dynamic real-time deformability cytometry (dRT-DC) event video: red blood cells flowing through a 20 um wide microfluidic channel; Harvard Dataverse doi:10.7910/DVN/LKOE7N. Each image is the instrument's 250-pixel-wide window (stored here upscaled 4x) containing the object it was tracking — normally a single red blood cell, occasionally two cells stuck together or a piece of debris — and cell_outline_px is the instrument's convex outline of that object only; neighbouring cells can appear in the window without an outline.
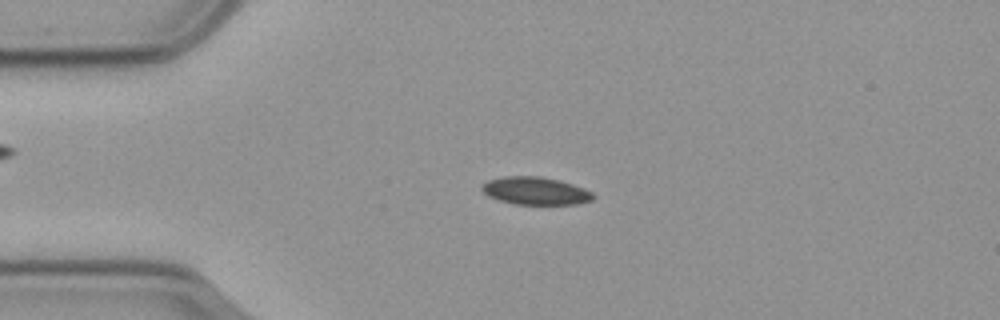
{"species": "common noctule bat (a hibernating species)", "species_latin": "Nyctalus noctula", "temperature_condition": "cold", "stored_images_in_passage": 57, "camera_frame_rate_fps": 3000, "um_per_image_px": 0.085, "animal": {"sex": "male", "body_mass_g": 23.1, "forearm_length_mm": 52.7}, "frame": {"image": 1, "passage_image": 13, "time_ms": 4.0, "image_size_px": [1000, 320], "cell_outline_px": [[596, 196], [592, 200], [576, 204], [512, 204], [488, 196], [480, 188], [480, 184], [488, 180], [504, 176], [540, 176], [560, 180], [584, 188], [592, 192]], "centroid_in_image_um": [45.5, 16.22], "position_along_channel_um": 39.5, "area_um2": 18.09}}
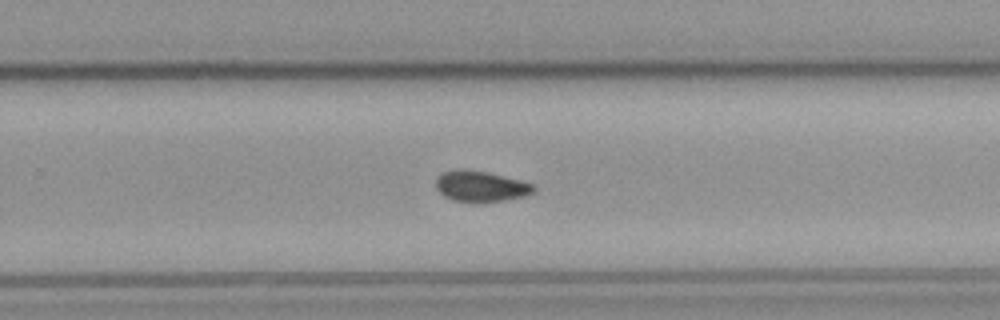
{"frame": {"image": 2, "passage_image": 36, "time_ms": 11.667, "image_size_px": [1000, 320], "cell_outline_px": [[536, 192], [524, 196], [484, 204], [472, 204], [452, 200], [444, 196], [436, 188], [436, 176], [440, 172], [456, 168], [464, 168], [488, 172], [520, 180], [532, 184], [536, 188]], "centroid_in_image_um": [40.82, 15.85], "position_along_channel_um": 289.0, "area_um2": 18.32}}
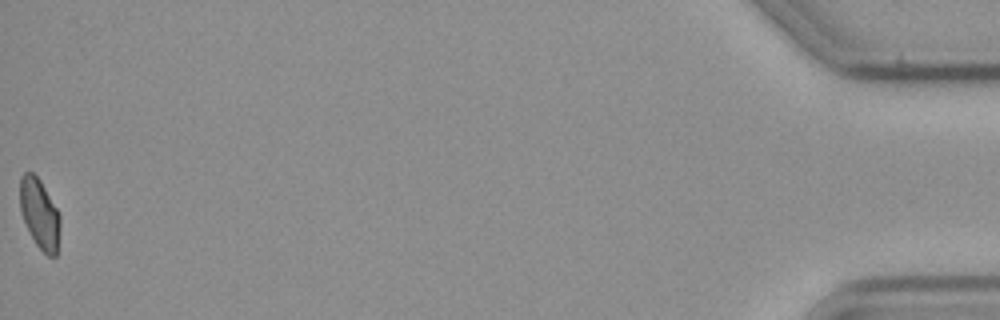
{"frame": {"image": 3, "passage_image": 57, "time_ms": 18.667, "image_size_px": [1000, 320], "cell_outline_px": [[60, 228], [56, 256], [48, 256], [36, 244], [20, 212], [20, 176], [24, 172], [32, 172], [40, 180], [56, 208], [60, 216]], "centroid_in_image_um": [3.36, 18.15], "position_along_channel_um": 431.8, "area_um2": 16.13}}